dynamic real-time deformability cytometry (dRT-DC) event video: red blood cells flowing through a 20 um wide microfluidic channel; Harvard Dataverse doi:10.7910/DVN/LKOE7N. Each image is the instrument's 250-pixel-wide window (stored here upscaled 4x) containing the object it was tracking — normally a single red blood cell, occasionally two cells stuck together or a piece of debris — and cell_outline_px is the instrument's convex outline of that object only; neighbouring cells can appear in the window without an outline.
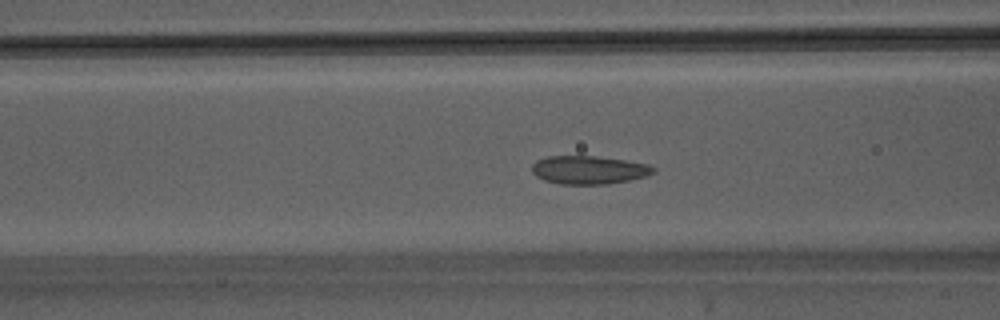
{"species": "Egyptian fruit bat (a non-hibernating species)", "species_latin": "Rousettus aegyptiacus", "temperature_condition": "warm", "stored_images_in_passage": 46, "segment_of_instrument_passage": [1, 2], "camera_frame_rate_fps": 3000, "um_per_image_px": 0.085, "animal": {"sex": "male"}, "frame": {"image": 1, "passage_image": 18, "time_ms": 5.667, "image_size_px": [1000, 320], "cell_outline_px": [[656, 172], [632, 180], [608, 184], [560, 184], [544, 180], [536, 176], [532, 172], [532, 164], [536, 160], [548, 156], [596, 156], [624, 160], [648, 164], [656, 168]], "centroid_in_image_um": [50.05, 14.44], "position_along_channel_um": 116.5, "area_um2": 20.11}}
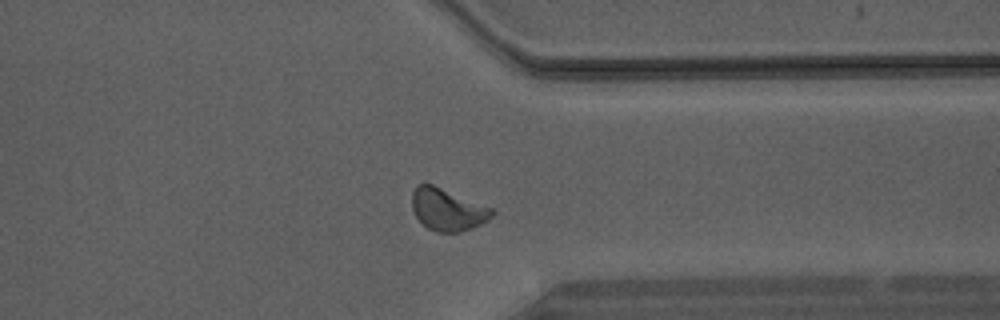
{"frame": {"image": 2, "passage_image": 35, "time_ms": 11.333, "image_size_px": [1000, 320], "cell_outline_px": [[496, 212], [488, 220], [472, 228], [460, 232], [436, 232], [428, 228], [416, 216], [412, 208], [412, 192], [416, 184], [432, 184], [496, 208]], "centroid_in_image_um": [38.08, 17.8], "position_along_channel_um": 373.3, "area_um2": 19.88}}
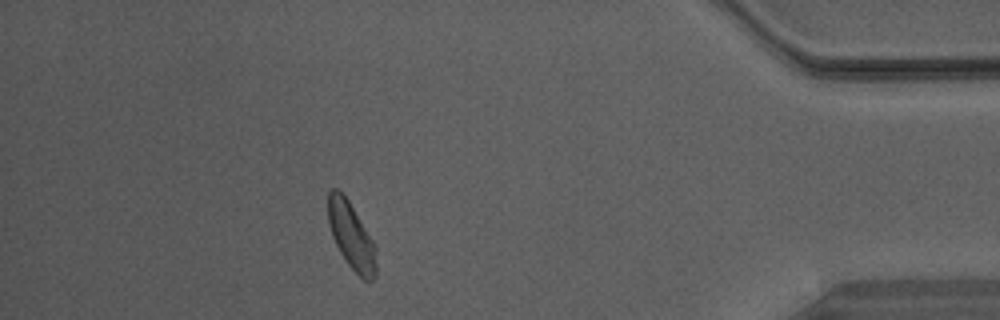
{"frame": {"image": 3, "passage_image": 40, "time_ms": 13.0, "image_size_px": [1000, 320], "cell_outline_px": [[376, 276], [372, 280], [364, 280], [348, 264], [340, 252], [332, 236], [328, 224], [328, 192], [332, 188], [340, 188], [348, 200], [376, 244]], "centroid_in_image_um": [29.87, 20.02], "position_along_channel_um": 405.3, "area_um2": 18.84}}